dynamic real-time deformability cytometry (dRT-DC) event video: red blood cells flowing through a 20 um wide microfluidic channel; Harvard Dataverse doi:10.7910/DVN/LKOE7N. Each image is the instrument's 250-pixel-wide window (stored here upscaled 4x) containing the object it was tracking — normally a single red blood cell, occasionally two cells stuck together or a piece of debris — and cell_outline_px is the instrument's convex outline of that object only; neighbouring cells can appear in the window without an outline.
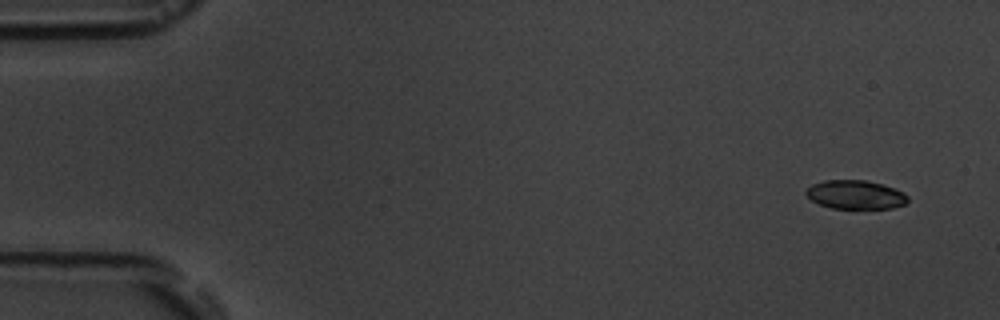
{"species": "common noctule bat (a hibernating species)", "species_latin": "Nyctalus noctula", "temperature_condition": "room temperature", "stored_images_in_passage": 6, "camera_frame_rate_fps": 3000, "um_per_image_px": 0.085, "animal": {"sex": "male", "body_mass_g": 19.5, "forearm_length_mm": 54.6}, "frame": {"image": 1, "passage_image": 1, "time_ms": 0.0, "image_size_px": [1000, 320], "cell_outline_px": [[908, 200], [904, 204], [892, 208], [832, 208], [820, 204], [812, 200], [804, 192], [812, 184], [824, 180], [868, 180], [904, 192], [908, 196]], "centroid_in_image_um": [72.71, 16.54], "position_along_channel_um": 12.3, "area_um2": 16.88}}
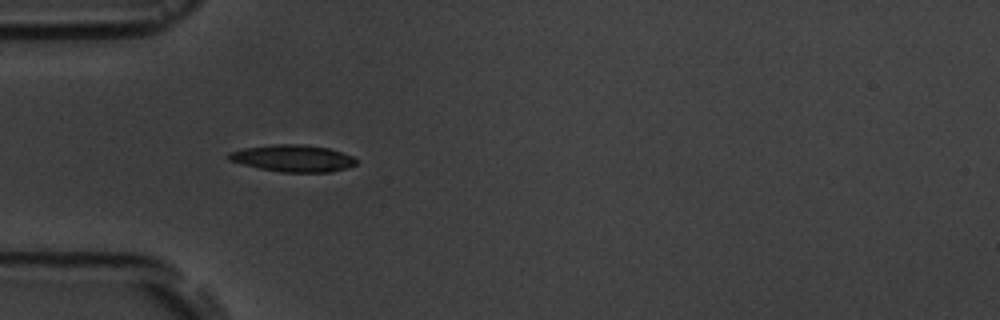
{"frame": {"image": 2, "passage_image": 5, "time_ms": 4.667, "image_size_px": [1000, 320], "cell_outline_px": [[360, 160], [356, 164], [348, 168], [328, 172], [280, 172], [260, 168], [228, 160], [228, 152], [244, 148], [272, 144], [304, 144], [328, 148], [352, 156]], "centroid_in_image_um": [24.92, 13.45], "position_along_channel_um": 60.1, "area_um2": 20.0}}
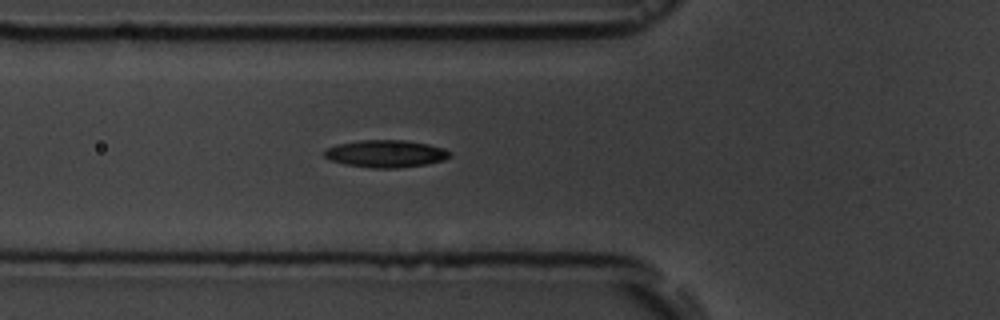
{"frame": {"image": 3, "passage_image": 6, "time_ms": 5.667, "image_size_px": [1000, 320], "cell_outline_px": [[452, 156], [444, 160], [428, 164], [396, 168], [372, 168], [344, 164], [332, 160], [324, 156], [324, 148], [336, 144], [360, 140], [404, 140], [428, 144], [444, 148], [452, 152]], "centroid_in_image_um": [32.81, 13.06], "position_along_channel_um": 93.0, "area_um2": 20.17}}